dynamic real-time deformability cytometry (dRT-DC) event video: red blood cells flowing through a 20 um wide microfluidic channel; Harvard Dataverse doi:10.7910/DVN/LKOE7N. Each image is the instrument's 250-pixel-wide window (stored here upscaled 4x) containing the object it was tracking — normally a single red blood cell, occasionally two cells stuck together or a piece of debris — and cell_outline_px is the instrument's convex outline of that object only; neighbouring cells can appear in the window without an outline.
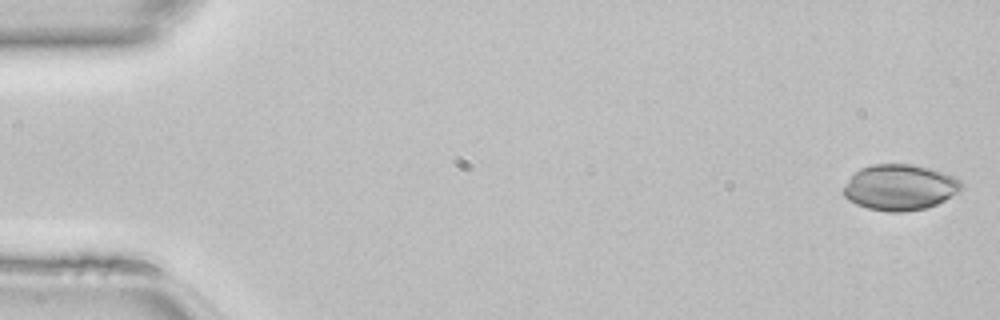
{"species": "common noctule bat (a hibernating species)", "species_latin": "Nyctalus noctula", "temperature_condition": "room temperature", "stored_images_in_passage": 47, "camera_frame_rate_fps": 3000, "um_per_image_px": 0.085, "animal": {"sex": "female", "body_mass_g": 22.7, "forearm_length_mm": 54.2}, "frame": {"image": 1, "passage_image": 1, "time_ms": 0.0, "image_size_px": [1000, 320], "cell_outline_px": [[960, 192], [936, 204], [924, 208], [904, 212], [888, 212], [868, 208], [856, 204], [848, 200], [844, 196], [844, 188], [848, 180], [860, 168], [872, 164], [912, 164], [944, 172], [960, 180]], "centroid_in_image_um": [76.47, 15.92], "position_along_channel_um": 8.5, "area_um2": 31.27}}
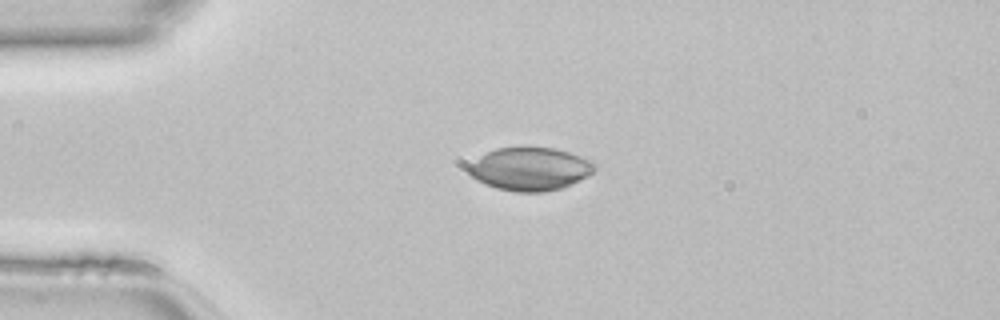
{"frame": {"image": 2, "passage_image": 11, "time_ms": 3.333, "image_size_px": [1000, 320], "cell_outline_px": [[596, 168], [588, 176], [560, 188], [544, 192], [516, 192], [496, 188], [484, 184], [476, 180], [464, 168], [468, 164], [480, 156], [496, 148], [520, 144], [556, 148], [592, 160], [596, 164]], "centroid_in_image_um": [45.01, 14.32], "position_along_channel_um": 40.0, "area_um2": 32.48}}
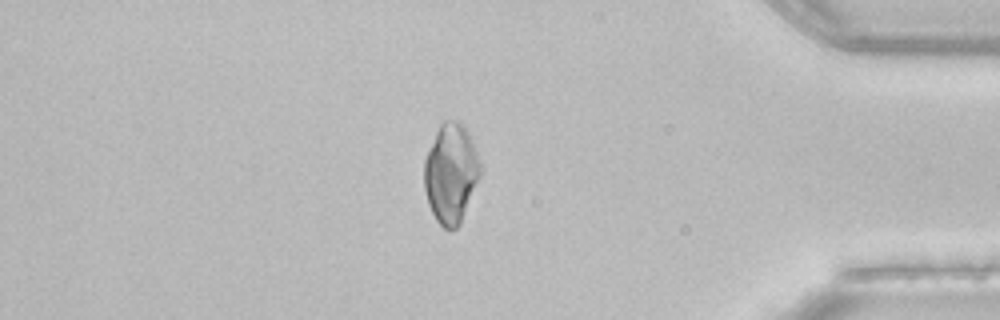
{"frame": {"image": 3, "passage_image": 40, "time_ms": 13.0, "image_size_px": [1000, 320], "cell_outline_px": [[480, 176], [460, 224], [456, 228], [444, 228], [436, 220], [428, 204], [424, 188], [424, 160], [436, 132], [440, 124], [444, 120], [460, 120], [464, 124], [468, 132], [476, 152], [480, 164]], "centroid_in_image_um": [38.31, 14.71], "position_along_channel_um": 396.9, "area_um2": 32.31}}